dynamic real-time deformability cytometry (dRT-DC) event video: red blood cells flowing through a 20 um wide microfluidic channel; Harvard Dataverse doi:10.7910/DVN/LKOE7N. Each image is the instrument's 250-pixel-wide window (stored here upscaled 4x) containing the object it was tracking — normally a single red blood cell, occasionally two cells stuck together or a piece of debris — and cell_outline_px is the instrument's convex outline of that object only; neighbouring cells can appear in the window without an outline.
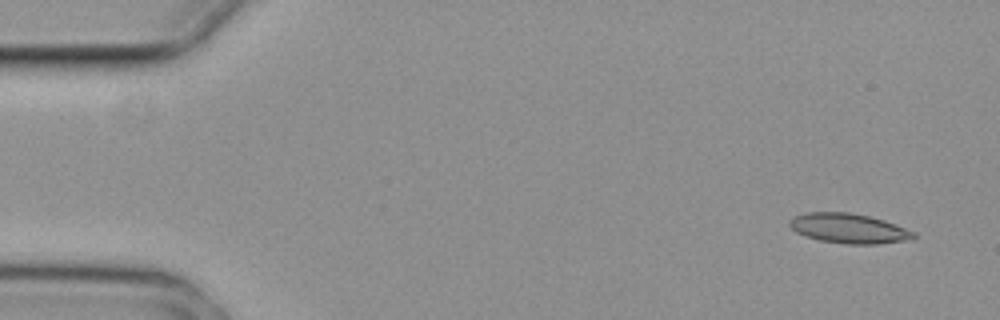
{"species": "common noctule bat (a hibernating species)", "species_latin": "Nyctalus noctula", "temperature_condition": "cold", "stored_images_in_passage": 5, "camera_frame_rate_fps": 3000, "um_per_image_px": 0.085, "animal": {"sex": "female", "body_mass_g": 29.2, "forearm_length_mm": 56.3}, "frame": {"image": 1, "passage_image": 1, "time_ms": 0.0, "image_size_px": [1000, 320], "cell_outline_px": [[916, 236], [904, 240], [876, 244], [848, 244], [820, 240], [804, 236], [796, 232], [788, 224], [788, 220], [804, 212], [848, 212], [868, 216], [884, 220], [916, 232]], "centroid_in_image_um": [72.1, 19.4], "position_along_channel_um": 12.9, "area_um2": 21.39}}